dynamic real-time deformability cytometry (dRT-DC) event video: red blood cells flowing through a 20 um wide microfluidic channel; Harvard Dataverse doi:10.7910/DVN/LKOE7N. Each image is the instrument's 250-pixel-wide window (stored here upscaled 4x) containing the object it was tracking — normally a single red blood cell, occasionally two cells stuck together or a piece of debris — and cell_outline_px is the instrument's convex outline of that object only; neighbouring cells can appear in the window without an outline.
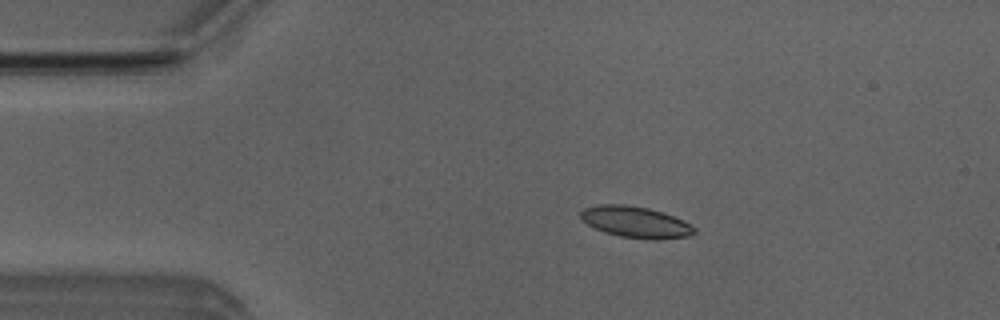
{"species": "Egyptian fruit bat (a non-hibernating species)", "species_latin": "Rousettus aegyptiacus", "temperature_condition": "room temperature", "stored_images_in_passage": 4, "camera_frame_rate_fps": 3000, "um_per_image_px": 0.085, "animal": {"sex": "male"}, "frame": {"image": 1, "passage_image": 2, "time_ms": 0.333, "image_size_px": [1000, 320], "cell_outline_px": [[696, 232], [688, 236], [620, 236], [596, 228], [588, 224], [580, 216], [580, 212], [584, 208], [600, 204], [624, 204], [648, 208], [672, 216], [692, 224], [696, 228]], "centroid_in_image_um": [53.98, 18.8], "position_along_channel_um": 31.0, "area_um2": 19.42}}